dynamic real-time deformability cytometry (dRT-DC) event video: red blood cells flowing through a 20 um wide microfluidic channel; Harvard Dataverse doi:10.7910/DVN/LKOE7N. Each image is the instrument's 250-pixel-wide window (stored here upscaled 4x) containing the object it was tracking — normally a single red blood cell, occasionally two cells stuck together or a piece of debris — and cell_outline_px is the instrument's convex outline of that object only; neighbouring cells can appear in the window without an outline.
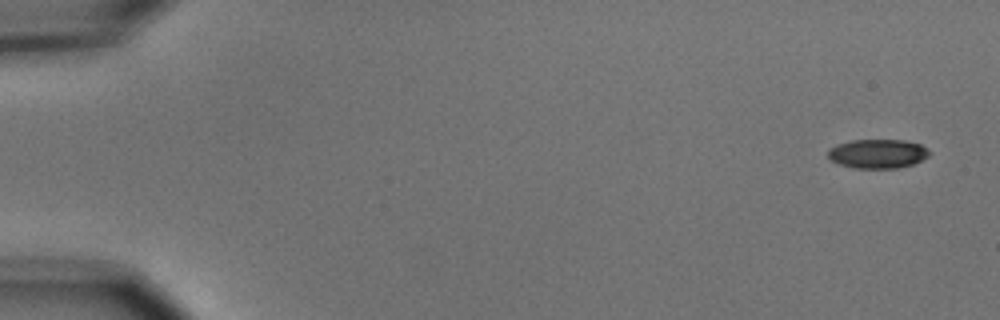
{"species": "common noctule bat (a hibernating species)", "species_latin": "Nyctalus noctula", "temperature_condition": "cold", "stored_images_in_passage": 7, "camera_frame_rate_fps": 3000, "um_per_image_px": 0.085, "animal": {"sex": "male", "body_mass_g": 15.6}, "frame": {"image": 1, "passage_image": 1, "time_ms": 0.0, "image_size_px": [1000, 320], "cell_outline_px": [[932, 152], [928, 156], [912, 164], [896, 168], [852, 168], [840, 164], [832, 160], [828, 156], [828, 148], [836, 144], [852, 140], [904, 140], [920, 144]], "centroid_in_image_um": [74.59, 13.06], "position_along_channel_um": 10.4, "area_um2": 17.17}}
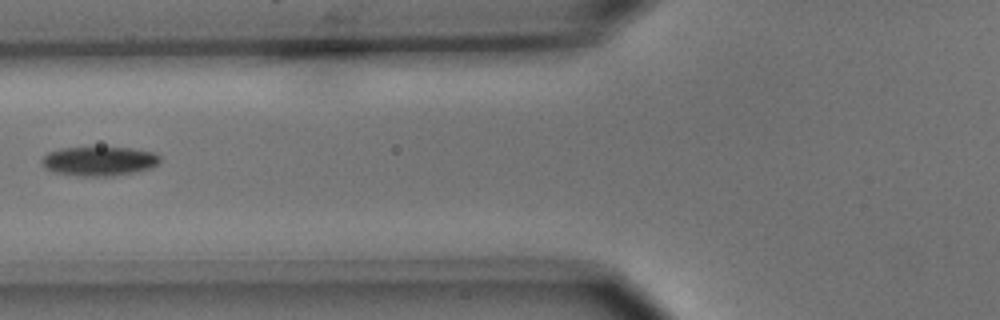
{"frame": {"image": 2, "passage_image": 6, "time_ms": 6.667, "image_size_px": [1000, 320], "cell_outline_px": [[160, 160], [152, 168], [112, 176], [76, 176], [52, 172], [44, 168], [40, 164], [40, 160], [48, 152], [60, 148], [132, 148], [152, 152], [160, 156]], "centroid_in_image_um": [8.36, 13.71], "position_along_channel_um": 117.4, "area_um2": 20.17}}
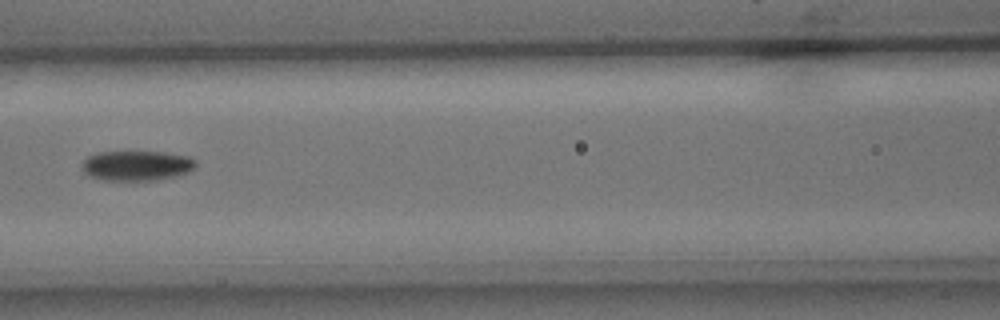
{"frame": {"image": 3, "passage_image": 7, "time_ms": 7.667, "image_size_px": [1000, 320], "cell_outline_px": [[196, 168], [188, 172], [176, 176], [156, 180], [104, 180], [88, 176], [84, 172], [80, 164], [88, 156], [96, 152], [164, 152], [192, 156], [196, 160]], "centroid_in_image_um": [11.64, 14.07], "position_along_channel_um": 155.0, "area_um2": 20.17}}